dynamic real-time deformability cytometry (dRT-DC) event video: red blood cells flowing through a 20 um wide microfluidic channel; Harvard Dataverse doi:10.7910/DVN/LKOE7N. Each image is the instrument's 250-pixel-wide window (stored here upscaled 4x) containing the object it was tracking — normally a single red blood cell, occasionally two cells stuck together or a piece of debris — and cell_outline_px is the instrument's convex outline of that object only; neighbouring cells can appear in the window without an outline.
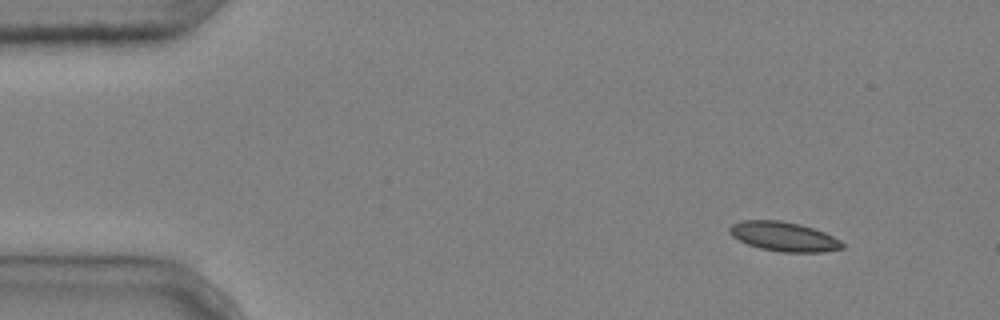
{"species": "common noctule bat (a hibernating species)", "species_latin": "Nyctalus noctula", "temperature_condition": "cold", "stored_images_in_passage": 3, "camera_frame_rate_fps": 3000, "um_per_image_px": 0.085, "animal": {"sex": "male", "body_mass_g": 20.4}, "frame": {"image": 1, "passage_image": 1, "time_ms": 0.0, "image_size_px": [1000, 320], "cell_outline_px": [[844, 248], [824, 252], [784, 252], [760, 248], [748, 244], [732, 236], [728, 232], [728, 228], [732, 224], [744, 220], [780, 220], [800, 224], [824, 232], [840, 240], [844, 244]], "centroid_in_image_um": [66.63, 20.1], "position_along_channel_um": 18.4, "area_um2": 19.25}}
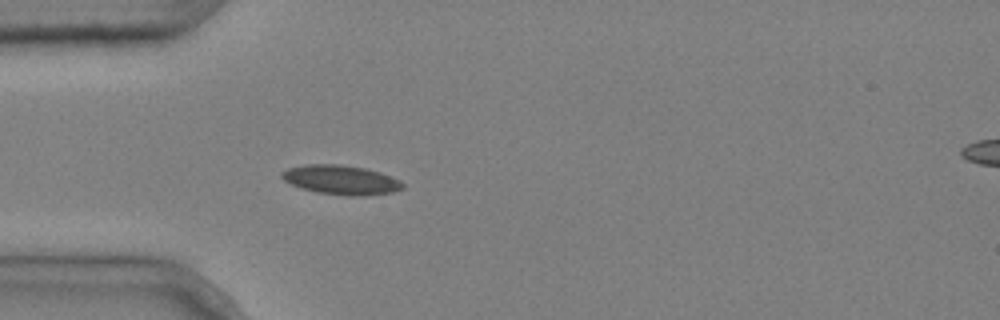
{"frame": {"image": 2, "passage_image": 3, "time_ms": 0.667, "image_size_px": [1000, 320], "cell_outline_px": [[404, 188], [392, 192], [364, 196], [348, 196], [316, 192], [300, 188], [284, 180], [280, 176], [280, 172], [288, 168], [308, 164], [340, 164], [364, 168], [380, 172], [400, 180], [404, 184]], "centroid_in_image_um": [28.98, 15.29], "position_along_channel_um": 56.0, "area_um2": 20.75}}